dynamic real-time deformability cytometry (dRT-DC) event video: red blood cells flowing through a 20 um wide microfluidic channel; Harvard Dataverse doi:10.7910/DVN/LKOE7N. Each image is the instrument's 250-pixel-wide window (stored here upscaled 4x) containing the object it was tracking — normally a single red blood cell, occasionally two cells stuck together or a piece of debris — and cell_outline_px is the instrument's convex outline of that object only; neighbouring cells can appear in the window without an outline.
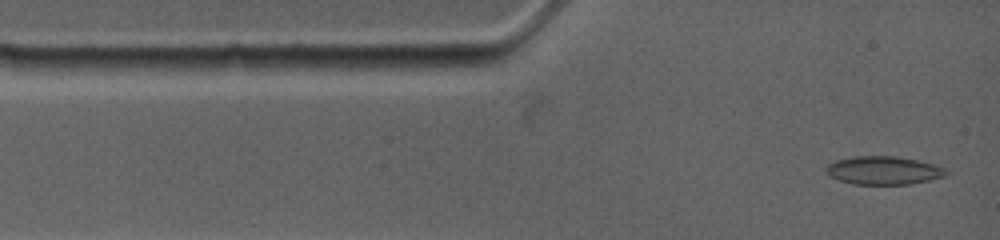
{"species": "common noctule bat (a hibernating species)", "species_latin": "Nyctalus noctula", "temperature_condition": "warm", "stored_images_in_passage": 6, "camera_frame_rate_fps": 4500, "um_per_image_px": 0.085, "animal": {"sex": "female", "body_mass_g": 19.0, "forearm_length_mm": 53.3}, "frame": {"image": 1, "passage_image": 1, "time_ms": 0.0, "image_size_px": [1000, 240], "cell_outline_px": [[952, 172], [944, 176], [912, 184], [852, 184], [828, 176], [824, 172], [824, 168], [828, 164], [836, 160], [852, 156], [896, 156], [916, 160], [932, 164], [944, 168]], "centroid_in_image_um": [75.06, 14.48], "position_along_channel_um": 9.9, "area_um2": 19.88}}